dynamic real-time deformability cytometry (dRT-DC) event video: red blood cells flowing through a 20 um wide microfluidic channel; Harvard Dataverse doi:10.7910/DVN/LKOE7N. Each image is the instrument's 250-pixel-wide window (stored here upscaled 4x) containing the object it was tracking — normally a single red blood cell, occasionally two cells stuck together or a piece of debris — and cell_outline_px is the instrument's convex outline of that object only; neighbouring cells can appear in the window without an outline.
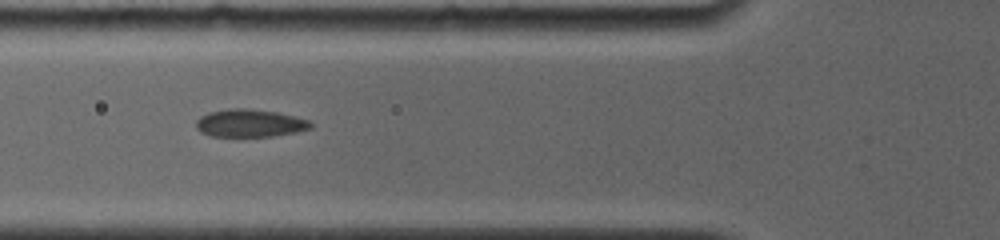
{"species": "common noctule bat (a hibernating species)", "species_latin": "Nyctalus noctula", "temperature_condition": "room temperature", "stored_images_in_passage": 19, "camera_frame_rate_fps": 4000, "um_per_image_px": 0.085, "animal": {"sex": "female", "body_mass_g": 19.0, "forearm_length_mm": 56.7}, "frame": {"image": 1, "passage_image": 2, "time_ms": 0.75, "image_size_px": [1000, 240], "cell_outline_px": [[312, 128], [296, 132], [272, 136], [212, 136], [200, 132], [196, 128], [196, 120], [200, 116], [208, 112], [228, 108], [244, 108], [276, 112], [296, 116], [308, 120], [312, 124]], "centroid_in_image_um": [21.21, 10.46], "position_along_channel_um": 104.6, "area_um2": 18.55}}
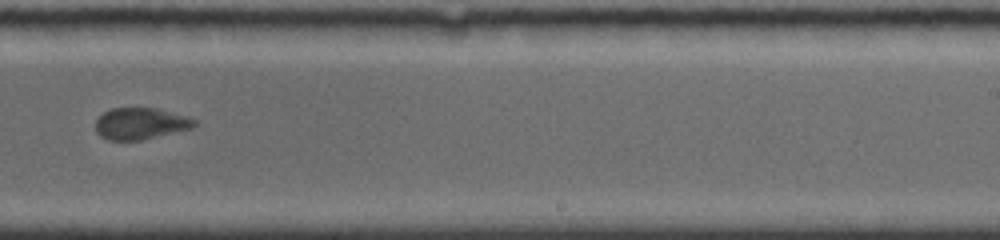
{"frame": {"image": 2, "passage_image": 9, "time_ms": 5.25, "image_size_px": [1000, 240], "cell_outline_px": [[196, 124], [192, 128], [140, 140], [108, 140], [100, 136], [96, 132], [96, 120], [104, 112], [112, 108], [156, 108], [188, 116], [196, 120]], "centroid_in_image_um": [11.94, 10.5], "position_along_channel_um": 277.1, "area_um2": 18.09}}
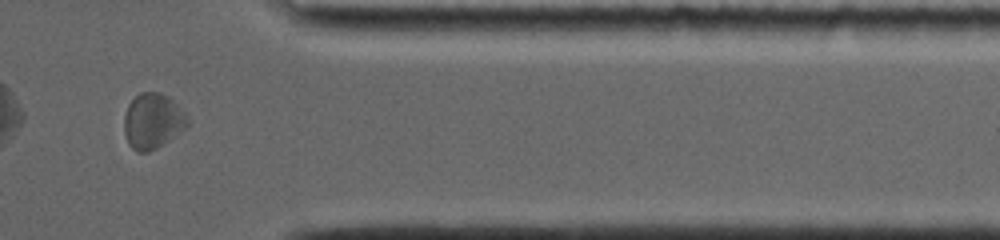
{"frame": {"image": 3, "passage_image": 14, "time_ms": 8.5, "image_size_px": [1000, 240], "cell_outline_px": [[188, 124], [180, 132], [156, 148], [148, 152], [136, 152], [128, 144], [124, 132], [124, 116], [128, 104], [140, 92], [160, 92], [168, 96], [188, 116]], "centroid_in_image_um": [12.95, 10.29], "position_along_channel_um": 398.4, "area_um2": 20.35}}